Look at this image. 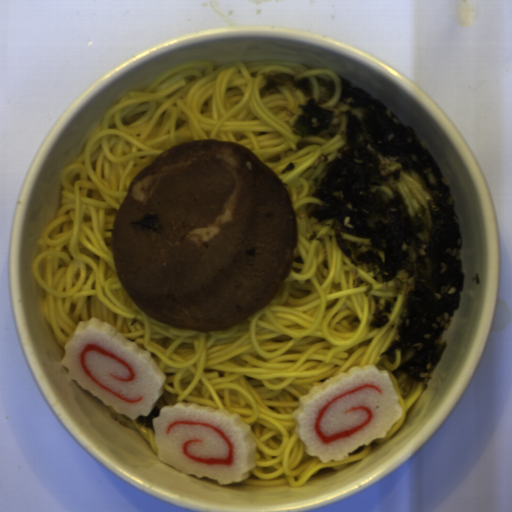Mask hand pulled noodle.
<instances>
[{"instance_id":"hand-pulled-noodle-3","label":"hand pulled noodle","mask_w":512,"mask_h":512,"mask_svg":"<svg viewBox=\"0 0 512 512\" xmlns=\"http://www.w3.org/2000/svg\"><path fill=\"white\" fill-rule=\"evenodd\" d=\"M105 407L118 422L125 424L131 428H136L139 431V433L143 436L144 440L146 441L150 449L153 451V453L158 456L155 432H152L151 429H147L138 425L137 417L132 418L124 413H117L114 410V408L111 407L110 405H105Z\"/></svg>"},{"instance_id":"hand-pulled-noodle-1","label":"hand pulled noodle","mask_w":512,"mask_h":512,"mask_svg":"<svg viewBox=\"0 0 512 512\" xmlns=\"http://www.w3.org/2000/svg\"><path fill=\"white\" fill-rule=\"evenodd\" d=\"M277 72L307 77L314 98L333 79L336 92L321 105L335 110L329 129L302 138L292 122L302 113V92L279 87L261 98L265 77ZM338 73L288 60L212 61L168 70L149 86L131 91L106 112L79 156L59 178L57 217L39 237L32 271L43 295L45 321L65 351L79 322L97 318L150 353L165 383L155 406L196 403L232 412L250 426L255 467L234 483L256 487H299L321 471L349 467L386 443L405 424L407 411L424 392L422 384L403 397L394 363L381 355L397 337L405 293L394 281L379 283L372 264L355 266L340 250L333 219L309 217L313 180L337 158L348 116ZM229 141L247 148L280 178L294 208L297 247L289 277L261 310L227 328L194 331L172 327L142 312L127 296L115 270L111 237L119 205L133 178L164 151L191 140ZM289 163L292 171L280 173ZM373 295L397 297L389 324L370 330ZM388 371L403 408L385 438L372 439L343 461L323 463L307 454L294 430L300 397L354 366Z\"/></svg>"},{"instance_id":"hand-pulled-noodle-2","label":"hand pulled noodle","mask_w":512,"mask_h":512,"mask_svg":"<svg viewBox=\"0 0 512 512\" xmlns=\"http://www.w3.org/2000/svg\"><path fill=\"white\" fill-rule=\"evenodd\" d=\"M396 187L403 195L407 205L409 214L415 215L421 206H427L431 199V195L422 188L419 173H401Z\"/></svg>"}]
</instances>
